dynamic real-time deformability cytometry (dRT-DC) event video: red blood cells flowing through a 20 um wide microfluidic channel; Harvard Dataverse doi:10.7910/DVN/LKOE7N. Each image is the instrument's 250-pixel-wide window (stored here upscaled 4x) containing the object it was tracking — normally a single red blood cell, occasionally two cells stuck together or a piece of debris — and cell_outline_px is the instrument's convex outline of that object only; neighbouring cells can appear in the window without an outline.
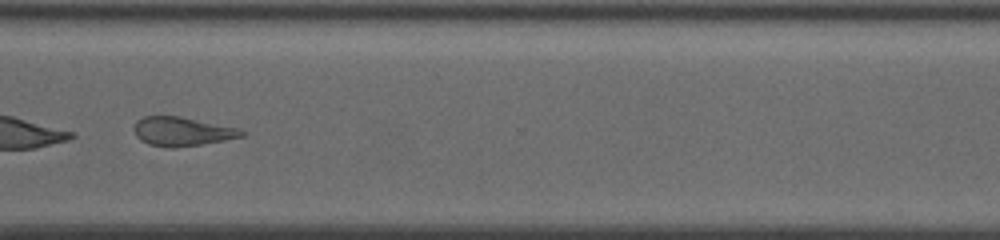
{"species": "common noctule bat (a hibernating species)", "species_latin": "Nyctalus noctula", "temperature_condition": "cold", "stored_images_in_passage": 33, "camera_frame_rate_fps": 3000, "um_per_image_px": 0.085, "animal": {"sex": "female", "body_mass_g": 19.5, "forearm_length_mm": 54.1}, "frame": {"image": 1, "passage_image": 24, "time_ms": 7.667, "image_size_px": [1000, 240], "cell_outline_px": [[244, 136], [224, 140], [176, 148], [164, 148], [148, 144], [140, 140], [136, 136], [136, 120], [144, 116], [180, 116], [236, 128], [244, 132]], "centroid_in_image_um": [15.43, 11.19], "position_along_channel_um": 355.2, "area_um2": 17.92}, "authors_computed_cell_mechanics": {"area_um2": 17.8602, "velocity_mm_per_s": 3.8682, "shape_relaxation_time_tau1_ms": null, "shape_relaxation_time_tau2_ms": 4.7859, "deformation_change_tau1": null, "deformation_change_tau2": 0.1506}}